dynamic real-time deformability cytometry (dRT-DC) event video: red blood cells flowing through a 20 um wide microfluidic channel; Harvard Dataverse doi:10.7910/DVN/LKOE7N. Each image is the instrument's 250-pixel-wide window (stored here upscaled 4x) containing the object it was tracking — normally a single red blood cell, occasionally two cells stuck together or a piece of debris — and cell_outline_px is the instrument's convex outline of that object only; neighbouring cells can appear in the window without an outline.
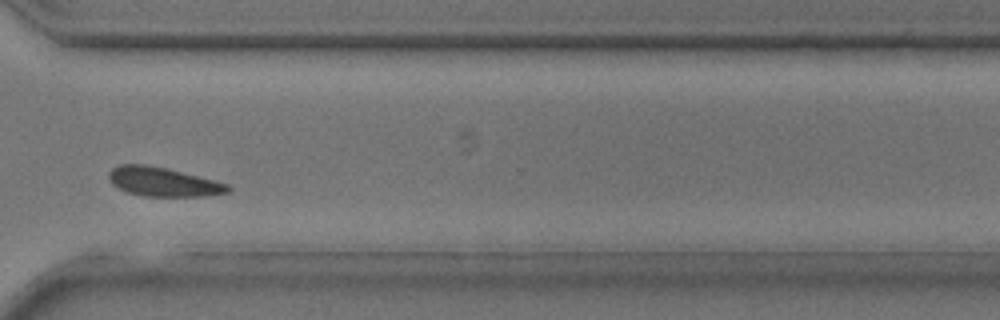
{"species": "common noctule bat (a hibernating species)", "species_latin": "Nyctalus noctula", "temperature_condition": "room temperature", "stored_images_in_passage": 24, "camera_frame_rate_fps": 3000, "um_per_image_px": 0.085, "animal": {"sex": "male", "body_mass_g": 17.9, "forearm_length_mm": 54.2}, "frame": {"image": 1, "passage_image": 21, "time_ms": 6.667, "image_size_px": [1000, 320], "cell_outline_px": [[232, 188], [228, 192], [204, 196], [140, 196], [128, 192], [112, 184], [108, 180], [108, 172], [112, 168], [120, 164], [144, 164], [164, 168], [228, 184]], "centroid_in_image_um": [13.81, 15.46], "position_along_channel_um": 356.8, "area_um2": 19.88}}